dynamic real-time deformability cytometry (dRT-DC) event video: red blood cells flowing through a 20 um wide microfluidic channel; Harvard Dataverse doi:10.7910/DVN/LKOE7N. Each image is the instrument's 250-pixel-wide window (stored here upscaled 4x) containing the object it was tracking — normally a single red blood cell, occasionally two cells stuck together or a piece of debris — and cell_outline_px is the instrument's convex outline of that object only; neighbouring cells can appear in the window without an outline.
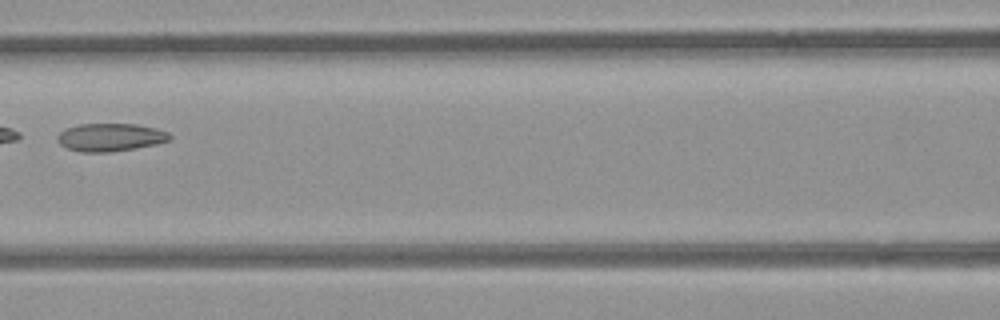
{"species": "common noctule bat (a hibernating species)", "species_latin": "Nyctalus noctula", "temperature_condition": "room temperature", "stored_images_in_passage": 7, "camera_frame_rate_fps": 3000, "um_per_image_px": 0.085, "animal": {"sex": "female", "body_mass_g": 21.9}, "frame": {"image": 1, "passage_image": 6, "time_ms": 5.667, "image_size_px": [1000, 320], "cell_outline_px": [[172, 136], [168, 140], [156, 144], [108, 152], [84, 152], [68, 148], [60, 144], [56, 140], [56, 136], [64, 128], [80, 124], [136, 124], [156, 128], [168, 132]], "centroid_in_image_um": [9.34, 11.65], "position_along_channel_um": 157.3, "area_um2": 18.15}}
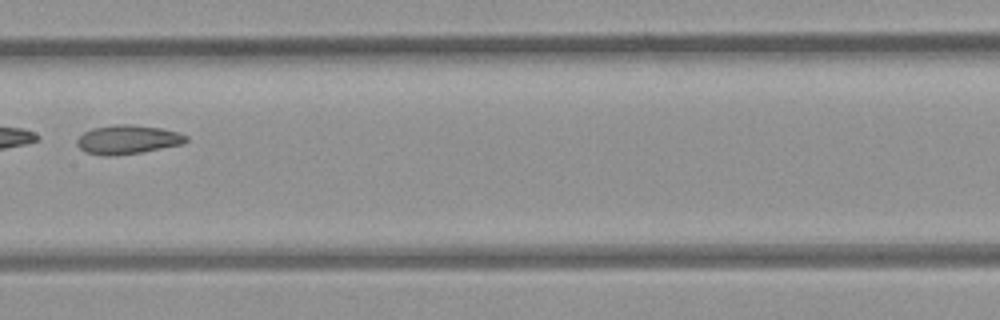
{"frame": {"image": 2, "passage_image": 7, "time_ms": 6.667, "image_size_px": [1000, 320], "cell_outline_px": [[188, 140], [184, 144], [140, 152], [116, 156], [104, 156], [84, 152], [76, 144], [76, 140], [84, 132], [92, 128], [116, 124], [132, 124], [160, 128], [180, 132], [188, 136]], "centroid_in_image_um": [10.85, 11.86], "position_along_channel_um": 196.5, "area_um2": 18.61}}